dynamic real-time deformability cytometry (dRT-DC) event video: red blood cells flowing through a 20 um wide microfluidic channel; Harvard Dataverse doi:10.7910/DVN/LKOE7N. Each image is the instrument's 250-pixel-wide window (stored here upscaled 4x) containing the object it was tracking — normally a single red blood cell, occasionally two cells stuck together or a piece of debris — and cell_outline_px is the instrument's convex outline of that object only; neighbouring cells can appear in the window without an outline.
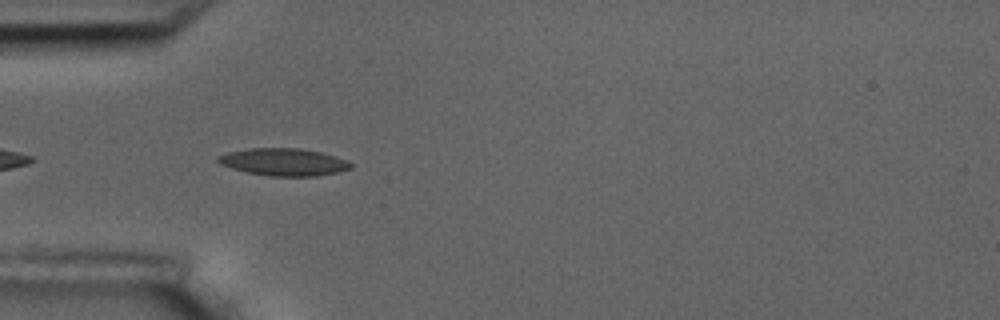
{"species": "common noctule bat (a hibernating species)", "species_latin": "Nyctalus noctula", "temperature_condition": "room temperature", "stored_images_in_passage": 4, "camera_frame_rate_fps": 3000, "um_per_image_px": 0.085, "animal": {"sex": "male", "body_mass_g": 17.5, "forearm_length_mm": 52.3}, "frame": {"image": 1, "passage_image": 3, "time_ms": 2.0, "image_size_px": [1000, 320], "cell_outline_px": [[352, 168], [340, 172], [316, 176], [268, 176], [248, 172], [232, 168], [220, 164], [216, 160], [216, 156], [228, 152], [248, 148], [300, 148], [320, 152], [344, 160], [352, 164]], "centroid_in_image_um": [24.08, 13.77], "position_along_channel_um": 60.9, "area_um2": 21.1}}